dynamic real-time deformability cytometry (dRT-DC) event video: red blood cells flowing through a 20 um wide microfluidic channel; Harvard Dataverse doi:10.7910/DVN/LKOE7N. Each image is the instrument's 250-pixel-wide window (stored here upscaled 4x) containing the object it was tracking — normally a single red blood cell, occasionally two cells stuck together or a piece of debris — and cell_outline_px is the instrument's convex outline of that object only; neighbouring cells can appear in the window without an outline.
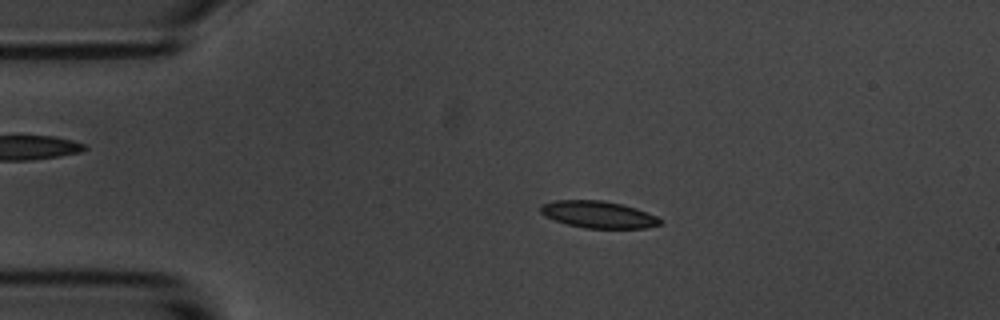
{"species": "common noctule bat (a hibernating species)", "species_latin": "Nyctalus noctula", "temperature_condition": "room temperature", "stored_images_in_passage": 52, "camera_frame_rate_fps": 3000, "um_per_image_px": 0.085, "animal": {"sex": "male", "body_mass_g": 20.1, "forearm_length_mm": 53.5}, "frame": {"image": 1, "passage_image": 8, "time_ms": 2.333, "image_size_px": [1000, 320], "cell_outline_px": [[660, 224], [644, 228], [584, 228], [568, 224], [544, 216], [540, 212], [540, 204], [556, 200], [600, 200], [620, 204], [636, 208], [656, 216], [660, 220]], "centroid_in_image_um": [50.81, 18.23], "position_along_channel_um": 34.2, "area_um2": 18.55}}
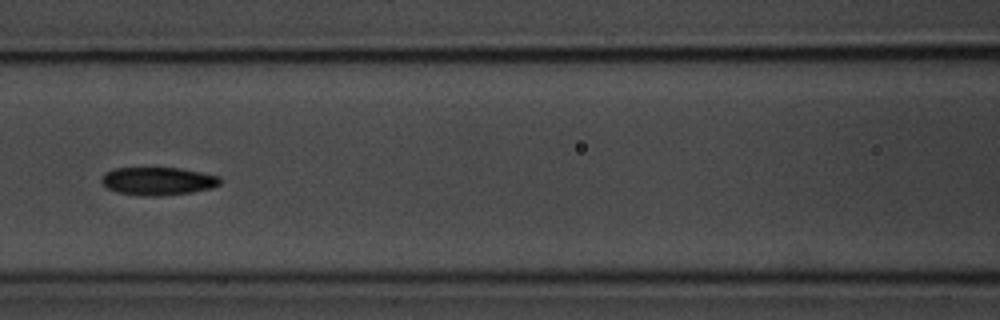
{"frame": {"image": 2, "passage_image": 21, "time_ms": 6.667, "image_size_px": [1000, 320], "cell_outline_px": [[220, 184], [212, 188], [192, 192], [160, 196], [144, 196], [116, 192], [108, 188], [100, 180], [104, 172], [116, 168], [180, 168], [220, 176]], "centroid_in_image_um": [13.42, 15.39], "position_along_channel_um": 153.2, "area_um2": 19.36}}
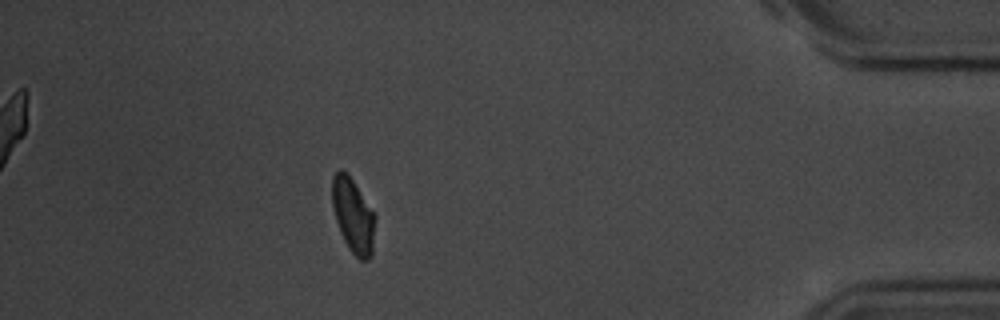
{"frame": {"image": 3, "passage_image": 46, "time_ms": 15.0, "image_size_px": [1000, 320], "cell_outline_px": [[376, 216], [372, 256], [368, 260], [360, 260], [348, 248], [340, 232], [336, 220], [332, 204], [332, 176], [340, 168], [352, 180]], "centroid_in_image_um": [30.02, 18.37], "position_along_channel_um": 405.2, "area_um2": 18.5}, "authors_computed_cell_mechanics": {"area_um2": 19.1318, "velocity_mm_per_s": 3.615, "shape_relaxation_time_tau1_ms": 4.6114, "shape_relaxation_time_tau2_ms": 4.0118, "deformation_change_tau1": 0.1198, "deformation_change_tau2": 0.0924}}